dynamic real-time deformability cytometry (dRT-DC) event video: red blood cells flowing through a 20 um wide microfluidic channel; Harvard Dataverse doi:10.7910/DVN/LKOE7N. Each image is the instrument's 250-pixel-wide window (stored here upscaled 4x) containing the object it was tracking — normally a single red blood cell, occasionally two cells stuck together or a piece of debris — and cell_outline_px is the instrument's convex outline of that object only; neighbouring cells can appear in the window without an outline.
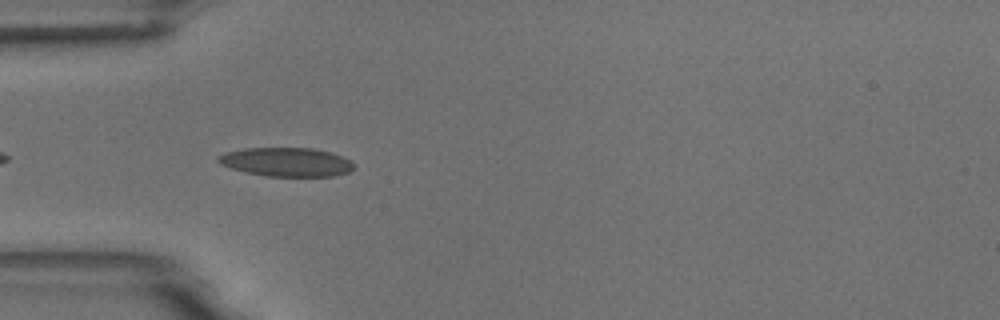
{"species": "common noctule bat (a hibernating species)", "species_latin": "Nyctalus noctula", "temperature_condition": "room temperature", "stored_images_in_passage": 5, "camera_frame_rate_fps": 3000, "um_per_image_px": 0.085, "animal": {"sex": "male", "body_mass_g": 18.8}, "frame": {"image": 1, "passage_image": 3, "time_ms": 2.333, "image_size_px": [1000, 320], "cell_outline_px": [[356, 164], [348, 172], [336, 176], [268, 176], [244, 172], [220, 164], [216, 160], [216, 156], [228, 152], [244, 148], [312, 148], [328, 152], [352, 160]], "centroid_in_image_um": [24.34, 13.77], "position_along_channel_um": 60.7, "area_um2": 22.77}}